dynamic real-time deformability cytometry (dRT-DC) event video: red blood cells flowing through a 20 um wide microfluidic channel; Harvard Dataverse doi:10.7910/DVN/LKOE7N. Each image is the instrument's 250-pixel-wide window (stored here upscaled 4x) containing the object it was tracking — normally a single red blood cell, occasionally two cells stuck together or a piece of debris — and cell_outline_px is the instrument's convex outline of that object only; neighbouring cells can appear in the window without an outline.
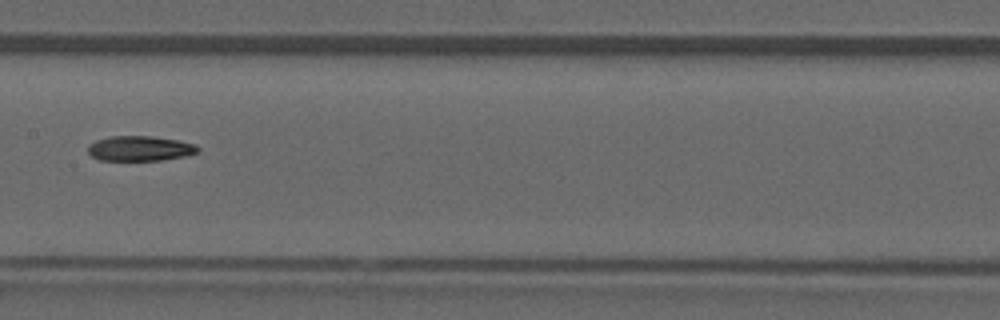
{"species": "common noctule bat (a hibernating species)", "species_latin": "Nyctalus noctula", "temperature_condition": "warm", "stored_images_in_passage": 31, "camera_frame_rate_fps": 3000, "um_per_image_px": 0.085, "animal": {"sex": "male", "forearm_length_mm": 52.5}, "frame": {"image": 1, "passage_image": 10, "time_ms": 3.0, "image_size_px": [1000, 320], "cell_outline_px": [[200, 152], [188, 156], [160, 160], [100, 160], [92, 156], [88, 152], [88, 144], [96, 140], [108, 136], [152, 136], [176, 140], [196, 144], [200, 148]], "centroid_in_image_um": [11.92, 12.61], "position_along_channel_um": 195.5, "area_um2": 16.18}}
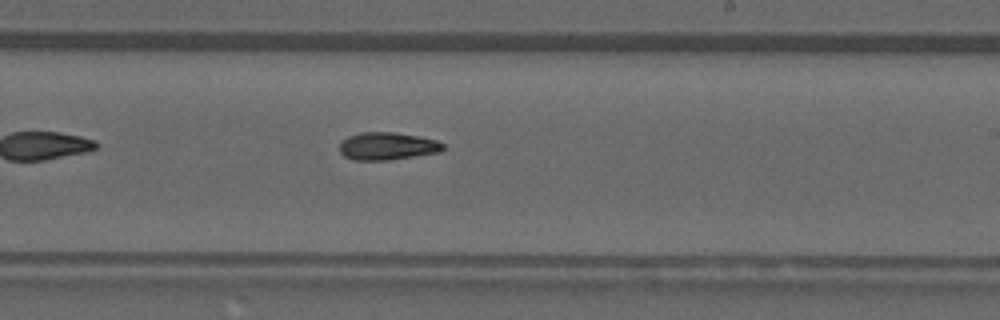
{"frame": {"image": 2, "passage_image": 14, "time_ms": 4.333, "image_size_px": [1000, 320], "cell_outline_px": [[444, 148], [440, 152], [388, 160], [356, 160], [344, 156], [340, 152], [340, 144], [348, 136], [360, 132], [392, 132], [416, 136], [436, 140], [444, 144]], "centroid_in_image_um": [32.91, 12.42], "position_along_channel_um": 256.1, "area_um2": 16.47}}